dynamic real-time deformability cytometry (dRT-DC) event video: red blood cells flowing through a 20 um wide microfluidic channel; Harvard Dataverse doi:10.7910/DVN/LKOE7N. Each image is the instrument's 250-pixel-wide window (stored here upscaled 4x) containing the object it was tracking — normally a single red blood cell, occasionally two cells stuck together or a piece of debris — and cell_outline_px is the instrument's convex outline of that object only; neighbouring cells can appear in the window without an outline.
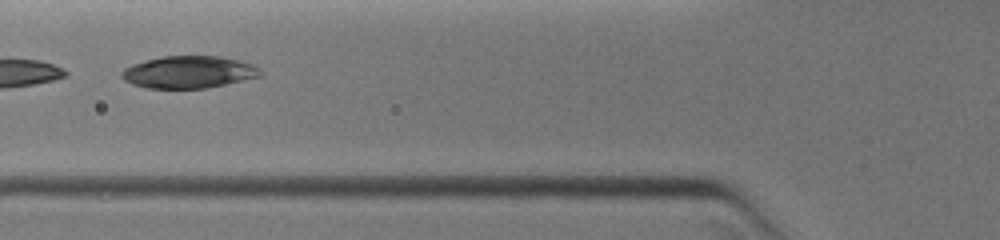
{"species": "common noctule bat (a hibernating species)", "species_latin": "Nyctalus noctula", "temperature_condition": "warm", "stored_images_in_passage": 35, "camera_frame_rate_fps": 3000, "um_per_image_px": 0.085, "animal": {"sex": "female", "body_mass_g": 19.0, "forearm_length_mm": 51.5}, "frame": {"image": 1, "passage_image": 16, "time_ms": 4.333, "image_size_px": [1000, 240], "cell_outline_px": [[264, 72], [260, 76], [224, 84], [204, 88], [148, 88], [132, 84], [124, 80], [120, 76], [120, 72], [124, 68], [132, 64], [164, 56], [220, 56], [240, 60], [252, 64], [260, 68]], "centroid_in_image_um": [16.04, 6.12], "position_along_channel_um": 109.8, "area_um2": 25.95}}